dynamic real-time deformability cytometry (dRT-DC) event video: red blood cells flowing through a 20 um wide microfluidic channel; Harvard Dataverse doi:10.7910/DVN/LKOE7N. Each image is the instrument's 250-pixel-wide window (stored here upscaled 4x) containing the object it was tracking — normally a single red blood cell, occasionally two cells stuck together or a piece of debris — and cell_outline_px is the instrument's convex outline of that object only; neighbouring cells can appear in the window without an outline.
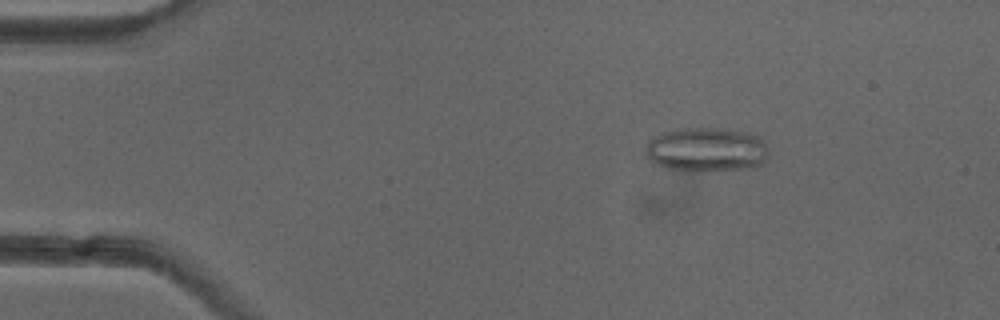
{"species": "common noctule bat (a hibernating species)", "species_latin": "Nyctalus noctula", "temperature_condition": "cold", "stored_images_in_passage": 15, "camera_frame_rate_fps": 3000, "um_per_image_px": 0.085, "animal": {"sex": "female"}, "frame": {"image": 1, "passage_image": 3, "time_ms": 0.667, "image_size_px": [1000, 320], "cell_outline_px": [[768, 156], [760, 164], [744, 168], [668, 168], [656, 164], [648, 156], [648, 140], [652, 136], [676, 128], [716, 128], [748, 132], [760, 136], [764, 140], [768, 148]], "centroid_in_image_um": [60.09, 12.64], "position_along_channel_um": 24.9, "area_um2": 30.63}}